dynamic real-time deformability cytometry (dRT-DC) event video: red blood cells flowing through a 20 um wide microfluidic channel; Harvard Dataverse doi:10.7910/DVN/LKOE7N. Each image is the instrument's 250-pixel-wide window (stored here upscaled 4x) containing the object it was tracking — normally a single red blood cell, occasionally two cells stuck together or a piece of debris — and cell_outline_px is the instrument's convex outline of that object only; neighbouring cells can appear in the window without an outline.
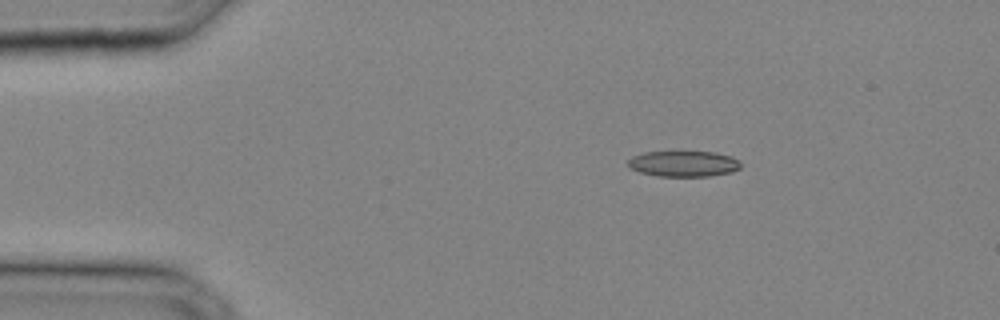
{"species": "common noctule bat (a hibernating species)", "species_latin": "Nyctalus noctula", "temperature_condition": "cold", "stored_images_in_passage": 8, "camera_frame_rate_fps": 3000, "um_per_image_px": 0.085, "animal": {"sex": "male", "body_mass_g": 20.4}, "frame": {"image": 1, "passage_image": 5, "time_ms": 1.333, "image_size_px": [1000, 320], "cell_outline_px": [[740, 168], [732, 172], [708, 176], [656, 176], [640, 172], [632, 168], [628, 164], [628, 160], [632, 156], [644, 152], [716, 152], [732, 156], [740, 164]], "centroid_in_image_um": [58.1, 13.92], "position_along_channel_um": 26.9, "area_um2": 16.82}}